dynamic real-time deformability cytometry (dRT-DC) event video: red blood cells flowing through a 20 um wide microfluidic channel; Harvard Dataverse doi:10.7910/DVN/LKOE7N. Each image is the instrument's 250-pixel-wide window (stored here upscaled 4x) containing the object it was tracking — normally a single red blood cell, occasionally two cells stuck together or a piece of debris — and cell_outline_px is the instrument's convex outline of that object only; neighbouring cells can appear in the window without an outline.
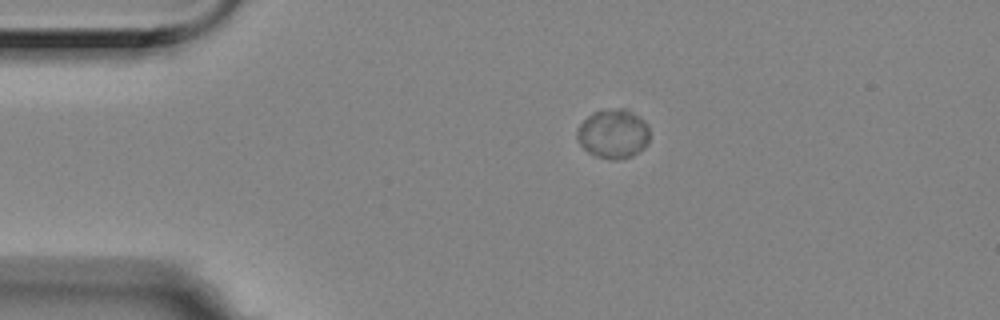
{"species": "Egyptian fruit bat (a non-hibernating species)", "species_latin": "Rousettus aegyptiacus", "temperature_condition": "room temperature", "stored_images_in_passage": 5, "camera_frame_rate_fps": 3000, "um_per_image_px": 0.085, "animal": {"sex": "female"}, "frame": {"image": 1, "passage_image": 1, "time_ms": 0.0, "image_size_px": [1000, 320], "cell_outline_px": [[648, 144], [644, 148], [632, 156], [616, 160], [612, 160], [596, 156], [588, 152], [580, 144], [576, 136], [576, 132], [580, 124], [592, 112], [616, 108], [624, 108], [632, 112], [644, 120], [648, 124]], "centroid_in_image_um": [52.13, 11.37], "position_along_channel_um": 32.9, "area_um2": 20.87}}
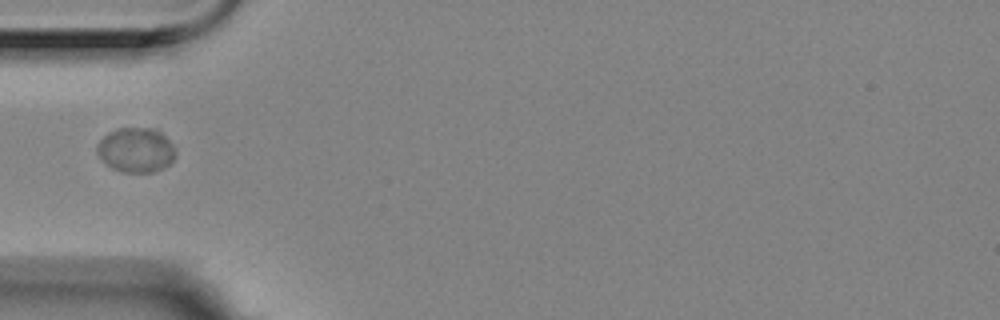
{"frame": {"image": 2, "passage_image": 3, "time_ms": 0.667, "image_size_px": [1000, 320], "cell_outline_px": [[176, 152], [172, 160], [168, 164], [152, 172], [124, 172], [112, 168], [96, 152], [96, 144], [108, 132], [116, 128], [156, 128], [172, 144]], "centroid_in_image_um": [11.53, 12.73], "position_along_channel_um": 73.5, "area_um2": 20.17}}